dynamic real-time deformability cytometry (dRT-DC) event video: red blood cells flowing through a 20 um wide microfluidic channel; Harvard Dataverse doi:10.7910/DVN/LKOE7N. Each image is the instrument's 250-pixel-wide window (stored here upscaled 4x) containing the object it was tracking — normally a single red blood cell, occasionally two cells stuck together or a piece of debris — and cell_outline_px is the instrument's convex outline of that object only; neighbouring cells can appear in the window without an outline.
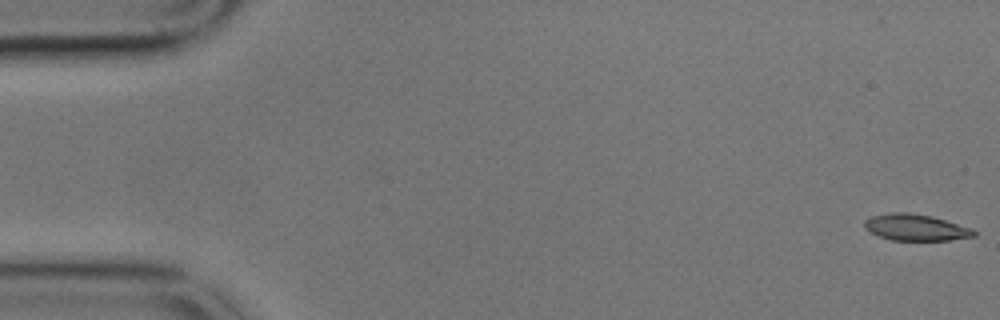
{"species": "common noctule bat (a hibernating species)", "species_latin": "Nyctalus noctula", "temperature_condition": "cold", "stored_images_in_passage": 46, "camera_frame_rate_fps": 3000, "um_per_image_px": 0.085, "animal": {"sex": "male", "body_mass_g": 17.9}, "frame": {"image": 1, "passage_image": 1, "time_ms": 0.0, "image_size_px": [1000, 320], "cell_outline_px": [[976, 236], [948, 240], [892, 240], [880, 236], [864, 228], [864, 220], [872, 216], [892, 212], [908, 212], [932, 216], [972, 228], [976, 232]], "centroid_in_image_um": [77.84, 19.32], "position_along_channel_um": 7.2, "area_um2": 16.76}}
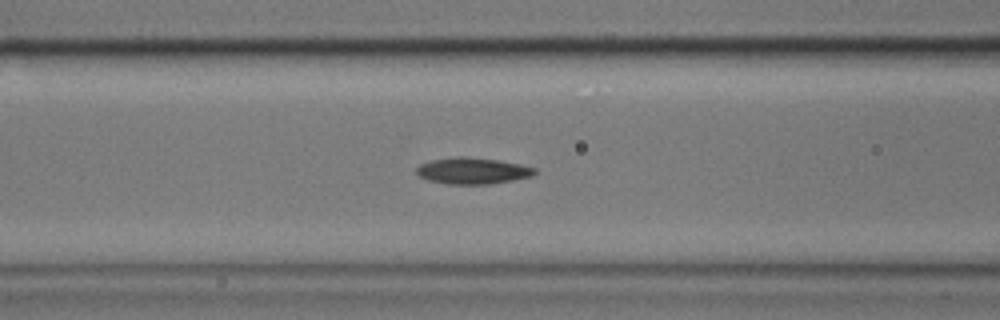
{"frame": {"image": 2, "passage_image": 23, "time_ms": 7.333, "image_size_px": [1000, 320], "cell_outline_px": [[536, 172], [532, 176], [512, 180], [488, 184], [448, 184], [428, 180], [420, 176], [416, 172], [416, 168], [420, 164], [432, 160], [460, 156], [464, 156], [496, 160], [520, 164], [536, 168]], "centroid_in_image_um": [40.16, 14.52], "position_along_channel_um": 126.4, "area_um2": 17.98}}
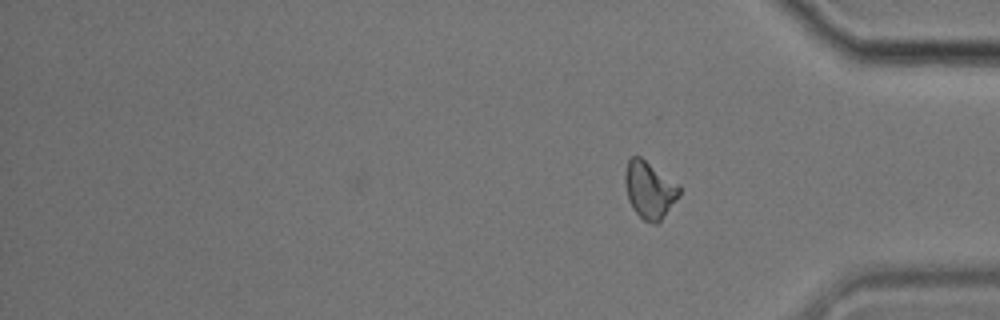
{"frame": {"image": 3, "passage_image": 46, "time_ms": 15.0, "image_size_px": [1000, 320], "cell_outline_px": [[680, 192], [676, 200], [660, 220], [656, 224], [652, 224], [644, 220], [632, 208], [628, 200], [624, 180], [624, 172], [628, 160], [632, 156], [640, 156], [680, 184]], "centroid_in_image_um": [55.19, 16.11], "position_along_channel_um": 380.0, "area_um2": 18.09}, "authors_computed_cell_mechanics": {"area_um2": 17.3978, "velocity_mm_per_s": 3.4268, "shape_relaxation_time_tau1_ms": null, "shape_relaxation_time_tau2_ms": 4.3272, "deformation_change_tau1": null, "deformation_change_tau2": 0.1083}}